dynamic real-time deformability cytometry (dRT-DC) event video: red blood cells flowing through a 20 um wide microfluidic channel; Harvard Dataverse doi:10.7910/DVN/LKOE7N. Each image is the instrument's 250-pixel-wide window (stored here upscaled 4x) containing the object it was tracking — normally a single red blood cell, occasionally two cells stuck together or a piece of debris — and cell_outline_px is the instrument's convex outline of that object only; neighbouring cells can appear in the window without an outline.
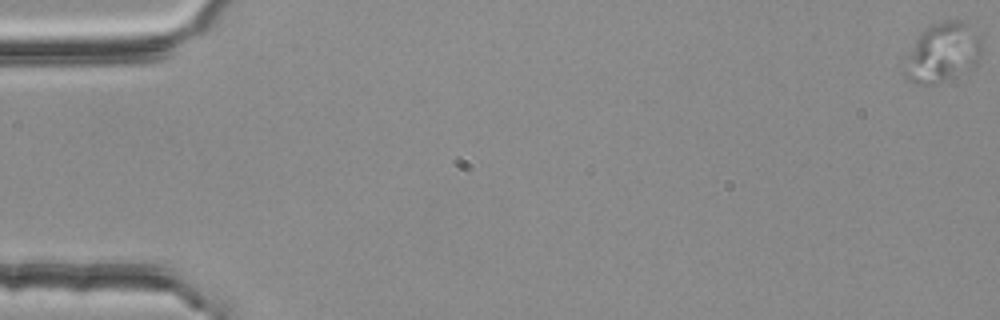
{"species": "common noctule bat (a hibernating species)", "species_latin": "Nyctalus noctula", "temperature_condition": "room temperature", "stored_images_in_passage": 4, "segment_of_instrument_passage": [1, 2], "camera_frame_rate_fps": 3000, "um_per_image_px": 0.085, "animal": {"sex": "female", "body_mass_g": 25.1}, "frame": {"image": 1, "passage_image": 1, "time_ms": 0.0, "image_size_px": [1000, 320], "cell_outline_px": [[980, 56], [976, 64], [944, 80], [932, 84], [916, 84], [904, 80], [900, 72], [920, 32], [928, 24], [944, 20], [960, 20], [980, 36]], "centroid_in_image_um": [80.03, 4.47], "position_along_channel_um": 5.0, "area_um2": 26.47}}